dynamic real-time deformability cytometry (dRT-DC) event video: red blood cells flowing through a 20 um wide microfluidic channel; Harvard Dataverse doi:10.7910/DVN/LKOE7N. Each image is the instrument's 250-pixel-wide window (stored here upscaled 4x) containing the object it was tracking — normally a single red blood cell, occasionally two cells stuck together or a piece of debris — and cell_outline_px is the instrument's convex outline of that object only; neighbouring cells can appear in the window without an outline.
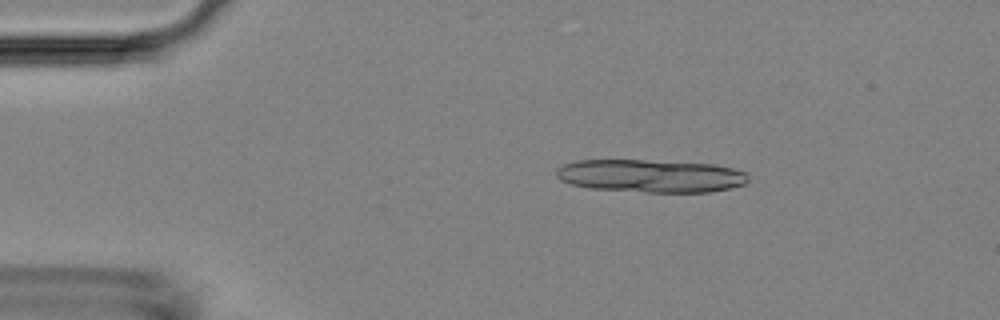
{"species": "Egyptian fruit bat (a non-hibernating species)", "species_latin": "Rousettus aegyptiacus", "temperature_condition": "room temperature", "stored_images_in_passage": 38, "segment_of_instrument_passage": [1, 2], "camera_frame_rate_fps": 3000, "um_per_image_px": 0.085, "animal": {"sex": "female"}, "frame": {"image": 1, "passage_image": 1, "time_ms": 0.0, "image_size_px": [1000, 320], "cell_outline_px": [[748, 180], [744, 184], [728, 188], [708, 192], [644, 192], [592, 188], [572, 184], [560, 180], [556, 176], [556, 168], [564, 164], [576, 160], [644, 160], [716, 164], [748, 172]], "centroid_in_image_um": [55.31, 14.94], "position_along_channel_um": 29.7, "area_um2": 36.82}}